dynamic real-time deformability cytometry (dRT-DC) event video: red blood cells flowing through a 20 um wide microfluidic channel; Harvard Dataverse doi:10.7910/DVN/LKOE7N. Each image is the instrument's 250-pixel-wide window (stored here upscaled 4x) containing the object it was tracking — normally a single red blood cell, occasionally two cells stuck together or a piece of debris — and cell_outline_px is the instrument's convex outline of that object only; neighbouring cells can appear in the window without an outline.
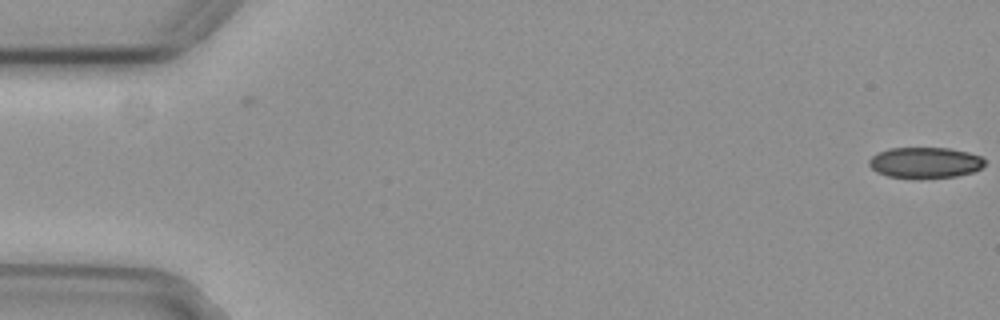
{"species": "common noctule bat (a hibernating species)", "species_latin": "Nyctalus noctula", "temperature_condition": "cold", "stored_images_in_passage": 5, "camera_frame_rate_fps": 3000, "um_per_image_px": 0.085, "animal": {"sex": "female", "body_mass_g": 29.2, "forearm_length_mm": 56.3}, "frame": {"image": 1, "passage_image": 5, "time_ms": 1.333, "image_size_px": [1000, 320], "cell_outline_px": [[984, 164], [980, 168], [972, 172], [956, 176], [888, 176], [876, 172], [868, 164], [868, 160], [876, 152], [888, 148], [948, 148], [968, 152], [980, 156], [984, 160]], "centroid_in_image_um": [78.59, 13.78], "position_along_channel_um": 6.4, "area_um2": 20.23}}